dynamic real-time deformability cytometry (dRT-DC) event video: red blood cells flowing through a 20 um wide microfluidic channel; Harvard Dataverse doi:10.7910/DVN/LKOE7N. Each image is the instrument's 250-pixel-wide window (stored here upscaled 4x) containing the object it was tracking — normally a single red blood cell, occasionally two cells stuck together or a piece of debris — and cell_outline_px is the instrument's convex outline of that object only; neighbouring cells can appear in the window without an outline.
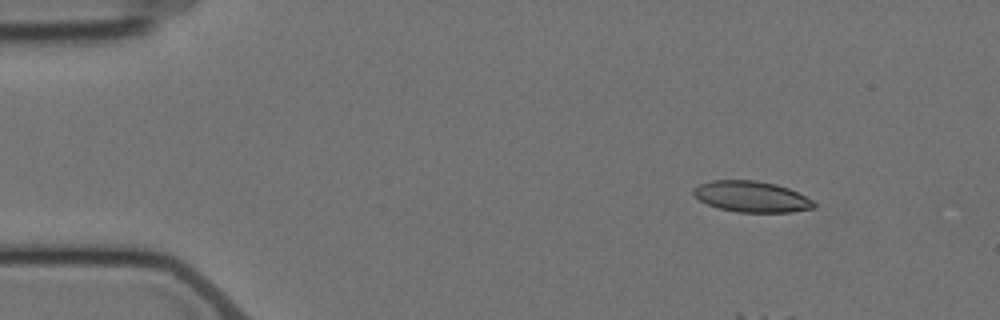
{"species": "Egyptian fruit bat (a non-hibernating species)", "species_latin": "Rousettus aegyptiacus", "temperature_condition": "cold", "stored_images_in_passage": 6, "camera_frame_rate_fps": 3000, "um_per_image_px": 0.085, "animal": {"sex": "female"}, "frame": {"image": 1, "passage_image": 1, "time_ms": 0.0, "image_size_px": [1000, 320], "cell_outline_px": [[816, 208], [792, 212], [736, 212], [720, 208], [708, 204], [700, 200], [692, 192], [692, 188], [700, 184], [712, 180], [756, 180], [776, 184], [788, 188], [812, 200], [816, 204]], "centroid_in_image_um": [63.88, 16.71], "position_along_channel_um": 21.1, "area_um2": 21.68}}
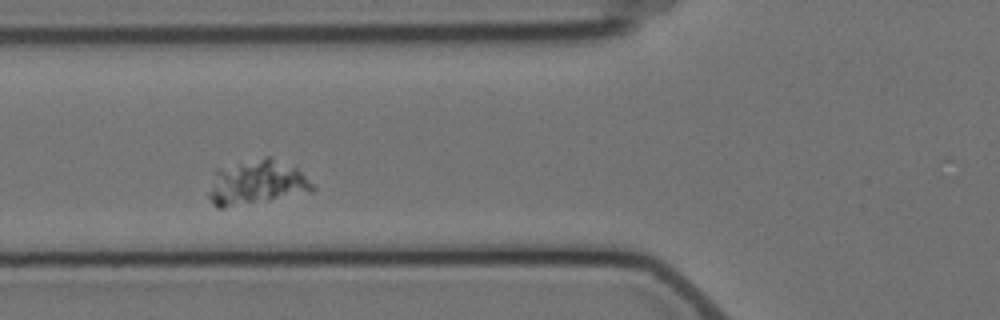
{"frame": {"image": 2, "passage_image": 5, "time_ms": 5.667, "image_size_px": [1000, 320], "cell_outline_px": [[316, 188], [312, 192], [224, 208], [216, 208], [212, 204], [208, 196], [208, 192], [216, 168], [264, 156], [268, 156], [296, 168]], "centroid_in_image_um": [21.77, 15.52], "position_along_channel_um": 104.0, "area_um2": 26.82}}